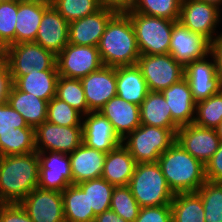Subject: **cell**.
<instances>
[{
	"label": "cell",
	"mask_w": 222,
	"mask_h": 222,
	"mask_svg": "<svg viewBox=\"0 0 222 222\" xmlns=\"http://www.w3.org/2000/svg\"><path fill=\"white\" fill-rule=\"evenodd\" d=\"M90 112L99 110L117 95L116 68L103 65L81 79Z\"/></svg>",
	"instance_id": "cell-17"
},
{
	"label": "cell",
	"mask_w": 222,
	"mask_h": 222,
	"mask_svg": "<svg viewBox=\"0 0 222 222\" xmlns=\"http://www.w3.org/2000/svg\"><path fill=\"white\" fill-rule=\"evenodd\" d=\"M222 121V89L207 99L196 102L194 124L215 129Z\"/></svg>",
	"instance_id": "cell-37"
},
{
	"label": "cell",
	"mask_w": 222,
	"mask_h": 222,
	"mask_svg": "<svg viewBox=\"0 0 222 222\" xmlns=\"http://www.w3.org/2000/svg\"><path fill=\"white\" fill-rule=\"evenodd\" d=\"M134 222H172L171 206L141 207Z\"/></svg>",
	"instance_id": "cell-43"
},
{
	"label": "cell",
	"mask_w": 222,
	"mask_h": 222,
	"mask_svg": "<svg viewBox=\"0 0 222 222\" xmlns=\"http://www.w3.org/2000/svg\"><path fill=\"white\" fill-rule=\"evenodd\" d=\"M205 177L208 181L222 182V142L205 165Z\"/></svg>",
	"instance_id": "cell-45"
},
{
	"label": "cell",
	"mask_w": 222,
	"mask_h": 222,
	"mask_svg": "<svg viewBox=\"0 0 222 222\" xmlns=\"http://www.w3.org/2000/svg\"><path fill=\"white\" fill-rule=\"evenodd\" d=\"M182 0H137L125 12H137L167 20L179 21Z\"/></svg>",
	"instance_id": "cell-35"
},
{
	"label": "cell",
	"mask_w": 222,
	"mask_h": 222,
	"mask_svg": "<svg viewBox=\"0 0 222 222\" xmlns=\"http://www.w3.org/2000/svg\"><path fill=\"white\" fill-rule=\"evenodd\" d=\"M117 95L138 106L150 92L140 68L135 65L116 67Z\"/></svg>",
	"instance_id": "cell-25"
},
{
	"label": "cell",
	"mask_w": 222,
	"mask_h": 222,
	"mask_svg": "<svg viewBox=\"0 0 222 222\" xmlns=\"http://www.w3.org/2000/svg\"><path fill=\"white\" fill-rule=\"evenodd\" d=\"M51 3H30L17 1L15 44L35 42L44 11Z\"/></svg>",
	"instance_id": "cell-27"
},
{
	"label": "cell",
	"mask_w": 222,
	"mask_h": 222,
	"mask_svg": "<svg viewBox=\"0 0 222 222\" xmlns=\"http://www.w3.org/2000/svg\"><path fill=\"white\" fill-rule=\"evenodd\" d=\"M94 222H128L118 216L114 211L108 209L95 217Z\"/></svg>",
	"instance_id": "cell-49"
},
{
	"label": "cell",
	"mask_w": 222,
	"mask_h": 222,
	"mask_svg": "<svg viewBox=\"0 0 222 222\" xmlns=\"http://www.w3.org/2000/svg\"><path fill=\"white\" fill-rule=\"evenodd\" d=\"M211 41L190 31L180 21L173 25L169 54L184 68L194 60L205 58L211 53Z\"/></svg>",
	"instance_id": "cell-12"
},
{
	"label": "cell",
	"mask_w": 222,
	"mask_h": 222,
	"mask_svg": "<svg viewBox=\"0 0 222 222\" xmlns=\"http://www.w3.org/2000/svg\"><path fill=\"white\" fill-rule=\"evenodd\" d=\"M18 2L51 3L52 0H17Z\"/></svg>",
	"instance_id": "cell-51"
},
{
	"label": "cell",
	"mask_w": 222,
	"mask_h": 222,
	"mask_svg": "<svg viewBox=\"0 0 222 222\" xmlns=\"http://www.w3.org/2000/svg\"><path fill=\"white\" fill-rule=\"evenodd\" d=\"M25 127L30 126L18 111L14 110L7 101L0 103V134H8L15 128Z\"/></svg>",
	"instance_id": "cell-42"
},
{
	"label": "cell",
	"mask_w": 222,
	"mask_h": 222,
	"mask_svg": "<svg viewBox=\"0 0 222 222\" xmlns=\"http://www.w3.org/2000/svg\"><path fill=\"white\" fill-rule=\"evenodd\" d=\"M176 142L203 165H206L218 150L221 141L215 129L191 123L181 126L176 131Z\"/></svg>",
	"instance_id": "cell-14"
},
{
	"label": "cell",
	"mask_w": 222,
	"mask_h": 222,
	"mask_svg": "<svg viewBox=\"0 0 222 222\" xmlns=\"http://www.w3.org/2000/svg\"><path fill=\"white\" fill-rule=\"evenodd\" d=\"M51 5L67 22L93 14L103 6L101 0H52Z\"/></svg>",
	"instance_id": "cell-38"
},
{
	"label": "cell",
	"mask_w": 222,
	"mask_h": 222,
	"mask_svg": "<svg viewBox=\"0 0 222 222\" xmlns=\"http://www.w3.org/2000/svg\"><path fill=\"white\" fill-rule=\"evenodd\" d=\"M83 143L90 148L108 153L122 143L110 121L100 112L83 116Z\"/></svg>",
	"instance_id": "cell-19"
},
{
	"label": "cell",
	"mask_w": 222,
	"mask_h": 222,
	"mask_svg": "<svg viewBox=\"0 0 222 222\" xmlns=\"http://www.w3.org/2000/svg\"><path fill=\"white\" fill-rule=\"evenodd\" d=\"M17 0H0V47L15 44Z\"/></svg>",
	"instance_id": "cell-41"
},
{
	"label": "cell",
	"mask_w": 222,
	"mask_h": 222,
	"mask_svg": "<svg viewBox=\"0 0 222 222\" xmlns=\"http://www.w3.org/2000/svg\"><path fill=\"white\" fill-rule=\"evenodd\" d=\"M161 93L171 110L172 120L179 127L194 122L196 101L185 77L162 90Z\"/></svg>",
	"instance_id": "cell-22"
},
{
	"label": "cell",
	"mask_w": 222,
	"mask_h": 222,
	"mask_svg": "<svg viewBox=\"0 0 222 222\" xmlns=\"http://www.w3.org/2000/svg\"><path fill=\"white\" fill-rule=\"evenodd\" d=\"M40 162L38 186L41 189L62 192L72 184L70 157L66 153L37 152Z\"/></svg>",
	"instance_id": "cell-15"
},
{
	"label": "cell",
	"mask_w": 222,
	"mask_h": 222,
	"mask_svg": "<svg viewBox=\"0 0 222 222\" xmlns=\"http://www.w3.org/2000/svg\"><path fill=\"white\" fill-rule=\"evenodd\" d=\"M47 121L59 126H82L83 115L55 96L48 102Z\"/></svg>",
	"instance_id": "cell-40"
},
{
	"label": "cell",
	"mask_w": 222,
	"mask_h": 222,
	"mask_svg": "<svg viewBox=\"0 0 222 222\" xmlns=\"http://www.w3.org/2000/svg\"><path fill=\"white\" fill-rule=\"evenodd\" d=\"M65 222H94L96 215L89 207L88 195L71 184L62 192Z\"/></svg>",
	"instance_id": "cell-30"
},
{
	"label": "cell",
	"mask_w": 222,
	"mask_h": 222,
	"mask_svg": "<svg viewBox=\"0 0 222 222\" xmlns=\"http://www.w3.org/2000/svg\"><path fill=\"white\" fill-rule=\"evenodd\" d=\"M170 206L172 222H205L203 202L197 192L175 194Z\"/></svg>",
	"instance_id": "cell-31"
},
{
	"label": "cell",
	"mask_w": 222,
	"mask_h": 222,
	"mask_svg": "<svg viewBox=\"0 0 222 222\" xmlns=\"http://www.w3.org/2000/svg\"><path fill=\"white\" fill-rule=\"evenodd\" d=\"M201 1H204L206 3L214 4L222 10V0H201Z\"/></svg>",
	"instance_id": "cell-50"
},
{
	"label": "cell",
	"mask_w": 222,
	"mask_h": 222,
	"mask_svg": "<svg viewBox=\"0 0 222 222\" xmlns=\"http://www.w3.org/2000/svg\"><path fill=\"white\" fill-rule=\"evenodd\" d=\"M211 54L215 58L217 72L222 79V31L211 43Z\"/></svg>",
	"instance_id": "cell-47"
},
{
	"label": "cell",
	"mask_w": 222,
	"mask_h": 222,
	"mask_svg": "<svg viewBox=\"0 0 222 222\" xmlns=\"http://www.w3.org/2000/svg\"><path fill=\"white\" fill-rule=\"evenodd\" d=\"M58 77L57 70H44L21 76L13 84L19 90L49 102L56 96Z\"/></svg>",
	"instance_id": "cell-29"
},
{
	"label": "cell",
	"mask_w": 222,
	"mask_h": 222,
	"mask_svg": "<svg viewBox=\"0 0 222 222\" xmlns=\"http://www.w3.org/2000/svg\"><path fill=\"white\" fill-rule=\"evenodd\" d=\"M13 86V80L5 59L0 62V103L7 101Z\"/></svg>",
	"instance_id": "cell-46"
},
{
	"label": "cell",
	"mask_w": 222,
	"mask_h": 222,
	"mask_svg": "<svg viewBox=\"0 0 222 222\" xmlns=\"http://www.w3.org/2000/svg\"><path fill=\"white\" fill-rule=\"evenodd\" d=\"M103 66L97 46L68 43L56 55V67L60 76L81 79Z\"/></svg>",
	"instance_id": "cell-10"
},
{
	"label": "cell",
	"mask_w": 222,
	"mask_h": 222,
	"mask_svg": "<svg viewBox=\"0 0 222 222\" xmlns=\"http://www.w3.org/2000/svg\"><path fill=\"white\" fill-rule=\"evenodd\" d=\"M32 152H36L34 128H15L11 133L0 134V157Z\"/></svg>",
	"instance_id": "cell-32"
},
{
	"label": "cell",
	"mask_w": 222,
	"mask_h": 222,
	"mask_svg": "<svg viewBox=\"0 0 222 222\" xmlns=\"http://www.w3.org/2000/svg\"><path fill=\"white\" fill-rule=\"evenodd\" d=\"M35 42L55 55L69 43V22L52 5L43 13Z\"/></svg>",
	"instance_id": "cell-20"
},
{
	"label": "cell",
	"mask_w": 222,
	"mask_h": 222,
	"mask_svg": "<svg viewBox=\"0 0 222 222\" xmlns=\"http://www.w3.org/2000/svg\"><path fill=\"white\" fill-rule=\"evenodd\" d=\"M0 222H33L20 203H1Z\"/></svg>",
	"instance_id": "cell-44"
},
{
	"label": "cell",
	"mask_w": 222,
	"mask_h": 222,
	"mask_svg": "<svg viewBox=\"0 0 222 222\" xmlns=\"http://www.w3.org/2000/svg\"><path fill=\"white\" fill-rule=\"evenodd\" d=\"M97 47L105 66L116 68L137 64L141 54L131 19L126 12L118 11L109 20Z\"/></svg>",
	"instance_id": "cell-2"
},
{
	"label": "cell",
	"mask_w": 222,
	"mask_h": 222,
	"mask_svg": "<svg viewBox=\"0 0 222 222\" xmlns=\"http://www.w3.org/2000/svg\"><path fill=\"white\" fill-rule=\"evenodd\" d=\"M83 143L82 126H59L47 120L35 129L36 152L72 153Z\"/></svg>",
	"instance_id": "cell-11"
},
{
	"label": "cell",
	"mask_w": 222,
	"mask_h": 222,
	"mask_svg": "<svg viewBox=\"0 0 222 222\" xmlns=\"http://www.w3.org/2000/svg\"><path fill=\"white\" fill-rule=\"evenodd\" d=\"M184 77L189 83L196 102L207 99L222 89V79L217 72L216 61L211 53L187 65Z\"/></svg>",
	"instance_id": "cell-13"
},
{
	"label": "cell",
	"mask_w": 222,
	"mask_h": 222,
	"mask_svg": "<svg viewBox=\"0 0 222 222\" xmlns=\"http://www.w3.org/2000/svg\"><path fill=\"white\" fill-rule=\"evenodd\" d=\"M102 4L120 12H125L133 7L137 0H101Z\"/></svg>",
	"instance_id": "cell-48"
},
{
	"label": "cell",
	"mask_w": 222,
	"mask_h": 222,
	"mask_svg": "<svg viewBox=\"0 0 222 222\" xmlns=\"http://www.w3.org/2000/svg\"><path fill=\"white\" fill-rule=\"evenodd\" d=\"M217 136L220 138V141L222 142V121L220 124L215 128Z\"/></svg>",
	"instance_id": "cell-52"
},
{
	"label": "cell",
	"mask_w": 222,
	"mask_h": 222,
	"mask_svg": "<svg viewBox=\"0 0 222 222\" xmlns=\"http://www.w3.org/2000/svg\"><path fill=\"white\" fill-rule=\"evenodd\" d=\"M77 185L88 195L89 207L96 216L110 209L114 185L102 177L83 181Z\"/></svg>",
	"instance_id": "cell-33"
},
{
	"label": "cell",
	"mask_w": 222,
	"mask_h": 222,
	"mask_svg": "<svg viewBox=\"0 0 222 222\" xmlns=\"http://www.w3.org/2000/svg\"><path fill=\"white\" fill-rule=\"evenodd\" d=\"M118 11L103 5L95 13L69 22V43L98 46L109 20Z\"/></svg>",
	"instance_id": "cell-18"
},
{
	"label": "cell",
	"mask_w": 222,
	"mask_h": 222,
	"mask_svg": "<svg viewBox=\"0 0 222 222\" xmlns=\"http://www.w3.org/2000/svg\"><path fill=\"white\" fill-rule=\"evenodd\" d=\"M136 161L121 143L106 154L101 177L114 186H127L135 170Z\"/></svg>",
	"instance_id": "cell-24"
},
{
	"label": "cell",
	"mask_w": 222,
	"mask_h": 222,
	"mask_svg": "<svg viewBox=\"0 0 222 222\" xmlns=\"http://www.w3.org/2000/svg\"><path fill=\"white\" fill-rule=\"evenodd\" d=\"M68 155L71 164L72 184L101 177L106 153L87 147L82 143Z\"/></svg>",
	"instance_id": "cell-23"
},
{
	"label": "cell",
	"mask_w": 222,
	"mask_h": 222,
	"mask_svg": "<svg viewBox=\"0 0 222 222\" xmlns=\"http://www.w3.org/2000/svg\"><path fill=\"white\" fill-rule=\"evenodd\" d=\"M136 65L152 92H161L184 78L185 68L169 53L140 55Z\"/></svg>",
	"instance_id": "cell-8"
},
{
	"label": "cell",
	"mask_w": 222,
	"mask_h": 222,
	"mask_svg": "<svg viewBox=\"0 0 222 222\" xmlns=\"http://www.w3.org/2000/svg\"><path fill=\"white\" fill-rule=\"evenodd\" d=\"M7 103L22 115L28 126L34 129L47 120L48 102L19 90L14 84Z\"/></svg>",
	"instance_id": "cell-26"
},
{
	"label": "cell",
	"mask_w": 222,
	"mask_h": 222,
	"mask_svg": "<svg viewBox=\"0 0 222 222\" xmlns=\"http://www.w3.org/2000/svg\"><path fill=\"white\" fill-rule=\"evenodd\" d=\"M99 112L110 121L122 140L141 125L140 106L127 102L118 95L111 98Z\"/></svg>",
	"instance_id": "cell-21"
},
{
	"label": "cell",
	"mask_w": 222,
	"mask_h": 222,
	"mask_svg": "<svg viewBox=\"0 0 222 222\" xmlns=\"http://www.w3.org/2000/svg\"><path fill=\"white\" fill-rule=\"evenodd\" d=\"M40 162L37 152L0 157V201L20 203L38 186Z\"/></svg>",
	"instance_id": "cell-1"
},
{
	"label": "cell",
	"mask_w": 222,
	"mask_h": 222,
	"mask_svg": "<svg viewBox=\"0 0 222 222\" xmlns=\"http://www.w3.org/2000/svg\"><path fill=\"white\" fill-rule=\"evenodd\" d=\"M4 59V49L0 47V62Z\"/></svg>",
	"instance_id": "cell-53"
},
{
	"label": "cell",
	"mask_w": 222,
	"mask_h": 222,
	"mask_svg": "<svg viewBox=\"0 0 222 222\" xmlns=\"http://www.w3.org/2000/svg\"><path fill=\"white\" fill-rule=\"evenodd\" d=\"M56 97L67 102L83 116L90 112L80 79L66 78L59 75L56 84Z\"/></svg>",
	"instance_id": "cell-34"
},
{
	"label": "cell",
	"mask_w": 222,
	"mask_h": 222,
	"mask_svg": "<svg viewBox=\"0 0 222 222\" xmlns=\"http://www.w3.org/2000/svg\"><path fill=\"white\" fill-rule=\"evenodd\" d=\"M4 59L13 83L21 76L44 70H57L56 55L36 42H21L4 49Z\"/></svg>",
	"instance_id": "cell-7"
},
{
	"label": "cell",
	"mask_w": 222,
	"mask_h": 222,
	"mask_svg": "<svg viewBox=\"0 0 222 222\" xmlns=\"http://www.w3.org/2000/svg\"><path fill=\"white\" fill-rule=\"evenodd\" d=\"M178 129L141 124L122 140V144L136 163L157 162L160 155L176 141Z\"/></svg>",
	"instance_id": "cell-5"
},
{
	"label": "cell",
	"mask_w": 222,
	"mask_h": 222,
	"mask_svg": "<svg viewBox=\"0 0 222 222\" xmlns=\"http://www.w3.org/2000/svg\"><path fill=\"white\" fill-rule=\"evenodd\" d=\"M157 163L174 194L196 192L206 181L205 165L176 141L160 155Z\"/></svg>",
	"instance_id": "cell-3"
},
{
	"label": "cell",
	"mask_w": 222,
	"mask_h": 222,
	"mask_svg": "<svg viewBox=\"0 0 222 222\" xmlns=\"http://www.w3.org/2000/svg\"><path fill=\"white\" fill-rule=\"evenodd\" d=\"M222 10L201 0H182L179 21L211 42L221 32ZM220 30V31H219Z\"/></svg>",
	"instance_id": "cell-9"
},
{
	"label": "cell",
	"mask_w": 222,
	"mask_h": 222,
	"mask_svg": "<svg viewBox=\"0 0 222 222\" xmlns=\"http://www.w3.org/2000/svg\"><path fill=\"white\" fill-rule=\"evenodd\" d=\"M128 186L140 207L170 205L175 195L157 162L137 163Z\"/></svg>",
	"instance_id": "cell-4"
},
{
	"label": "cell",
	"mask_w": 222,
	"mask_h": 222,
	"mask_svg": "<svg viewBox=\"0 0 222 222\" xmlns=\"http://www.w3.org/2000/svg\"><path fill=\"white\" fill-rule=\"evenodd\" d=\"M133 25L141 55L168 54L176 21L137 12H126Z\"/></svg>",
	"instance_id": "cell-6"
},
{
	"label": "cell",
	"mask_w": 222,
	"mask_h": 222,
	"mask_svg": "<svg viewBox=\"0 0 222 222\" xmlns=\"http://www.w3.org/2000/svg\"><path fill=\"white\" fill-rule=\"evenodd\" d=\"M196 192L203 202L204 221L222 222V182L206 180Z\"/></svg>",
	"instance_id": "cell-36"
},
{
	"label": "cell",
	"mask_w": 222,
	"mask_h": 222,
	"mask_svg": "<svg viewBox=\"0 0 222 222\" xmlns=\"http://www.w3.org/2000/svg\"><path fill=\"white\" fill-rule=\"evenodd\" d=\"M140 208L128 185L114 187L110 209L118 216L128 222H134L138 217Z\"/></svg>",
	"instance_id": "cell-39"
},
{
	"label": "cell",
	"mask_w": 222,
	"mask_h": 222,
	"mask_svg": "<svg viewBox=\"0 0 222 222\" xmlns=\"http://www.w3.org/2000/svg\"><path fill=\"white\" fill-rule=\"evenodd\" d=\"M20 205L33 222H65L61 192L36 187Z\"/></svg>",
	"instance_id": "cell-16"
},
{
	"label": "cell",
	"mask_w": 222,
	"mask_h": 222,
	"mask_svg": "<svg viewBox=\"0 0 222 222\" xmlns=\"http://www.w3.org/2000/svg\"><path fill=\"white\" fill-rule=\"evenodd\" d=\"M140 122L162 128H180L173 120L171 110L161 92L150 91L140 105Z\"/></svg>",
	"instance_id": "cell-28"
}]
</instances>
